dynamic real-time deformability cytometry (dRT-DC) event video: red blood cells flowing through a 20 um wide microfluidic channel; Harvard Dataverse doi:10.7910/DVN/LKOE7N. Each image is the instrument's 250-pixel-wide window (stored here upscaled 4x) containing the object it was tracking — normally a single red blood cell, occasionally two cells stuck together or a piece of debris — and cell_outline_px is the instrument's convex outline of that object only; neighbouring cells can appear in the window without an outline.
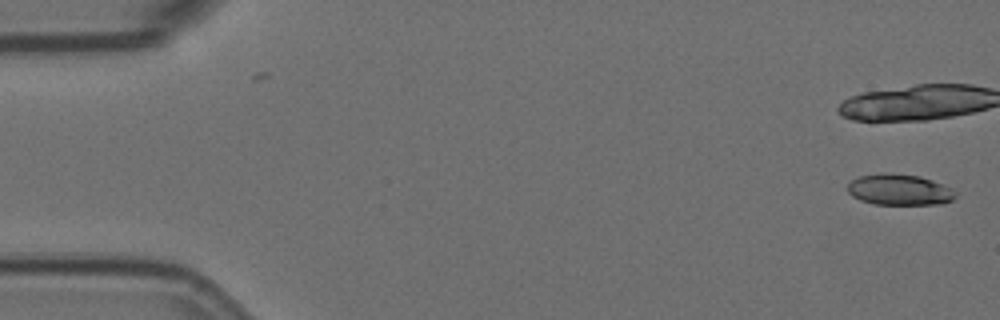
{"species": "Egyptian fruit bat (a non-hibernating species)", "species_latin": "Rousettus aegyptiacus", "temperature_condition": "room temperature", "stored_images_in_passage": 2, "camera_frame_rate_fps": 3000, "um_per_image_px": 0.085, "animal": {"sex": "female"}, "frame": {"image": 1, "passage_image": 2, "time_ms": 0.333, "image_size_px": [1000, 320], "cell_outline_px": [[956, 196], [952, 200], [944, 204], [872, 204], [860, 200], [852, 196], [848, 192], [848, 184], [852, 180], [860, 176], [880, 172], [892, 172], [920, 176], [932, 180], [952, 188], [956, 192]], "centroid_in_image_um": [76.45, 16.11], "position_along_channel_um": 8.5, "area_um2": 19.77}}